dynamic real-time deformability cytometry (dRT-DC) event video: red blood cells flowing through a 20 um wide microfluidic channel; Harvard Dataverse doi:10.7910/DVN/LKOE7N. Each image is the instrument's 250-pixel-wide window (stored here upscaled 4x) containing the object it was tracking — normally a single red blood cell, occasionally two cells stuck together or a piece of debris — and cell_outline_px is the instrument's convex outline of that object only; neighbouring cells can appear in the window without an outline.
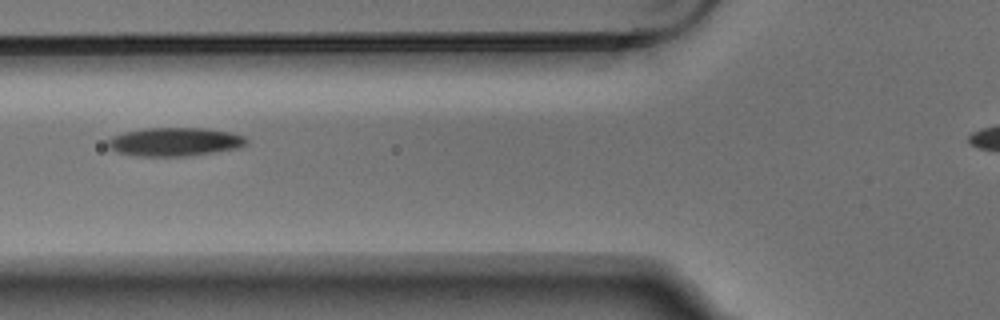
{"species": "Egyptian fruit bat (a non-hibernating species)", "species_latin": "Rousettus aegyptiacus", "temperature_condition": "warm", "stored_images_in_passage": 4, "camera_frame_rate_fps": 3000, "um_per_image_px": 0.085, "animal": {"sex": "male"}, "frame": {"image": 1, "passage_image": 3, "time_ms": 0.667, "image_size_px": [1000, 320], "cell_outline_px": [[248, 140], [240, 148], [184, 156], [136, 156], [116, 152], [108, 148], [108, 140], [112, 136], [124, 132], [148, 128], [204, 128], [232, 132], [244, 136]], "centroid_in_image_um": [14.84, 12.05], "position_along_channel_um": 111.0, "area_um2": 23.0}}
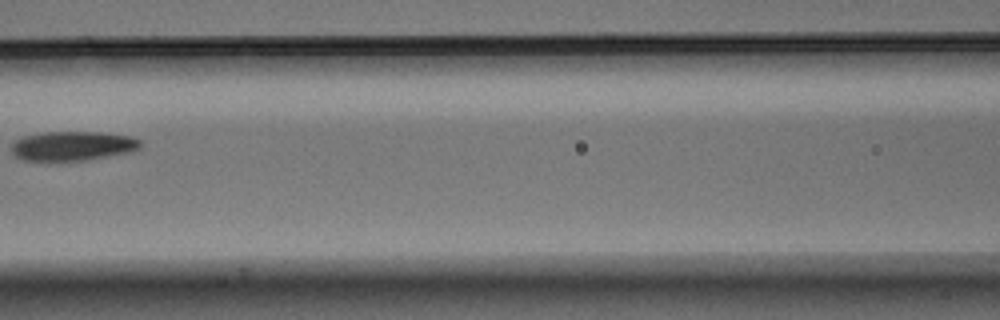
{"frame": {"image": 2, "passage_image": 4, "time_ms": 1.0, "image_size_px": [1000, 320], "cell_outline_px": [[140, 148], [132, 152], [88, 160], [24, 160], [16, 156], [12, 152], [12, 144], [16, 140], [24, 136], [44, 132], [100, 132], [132, 136], [140, 140]], "centroid_in_image_um": [6.22, 12.4], "position_along_channel_um": 160.4, "area_um2": 22.02}}